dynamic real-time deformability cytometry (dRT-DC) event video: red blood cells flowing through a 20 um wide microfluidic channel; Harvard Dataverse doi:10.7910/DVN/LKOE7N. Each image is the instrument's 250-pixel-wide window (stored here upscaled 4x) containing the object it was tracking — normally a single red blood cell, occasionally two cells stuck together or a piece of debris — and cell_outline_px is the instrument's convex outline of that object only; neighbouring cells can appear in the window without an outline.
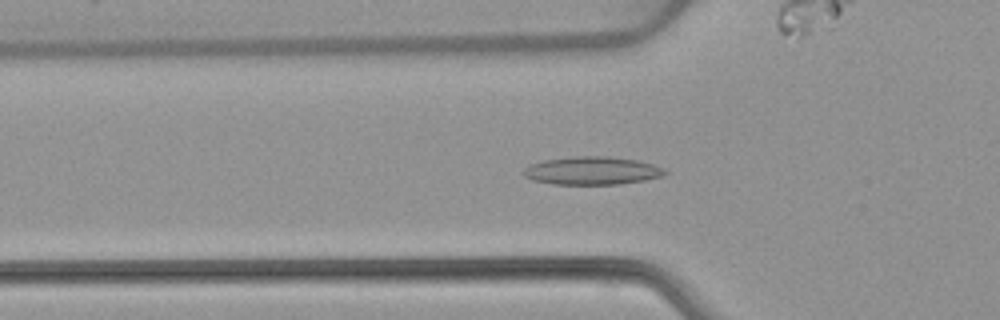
{"species": "common noctule bat (a hibernating species)", "species_latin": "Nyctalus noctula", "temperature_condition": "warm", "stored_images_in_passage": 44, "camera_frame_rate_fps": 3000, "um_per_image_px": 0.085, "animal": {"sex": "female", "body_mass_g": 22.7, "forearm_length_mm": 54.2}, "frame": {"image": 1, "passage_image": 9, "time_ms": 2.667, "image_size_px": [1000, 320], "cell_outline_px": [[668, 172], [660, 176], [644, 180], [620, 184], [552, 184], [532, 180], [524, 176], [520, 172], [524, 168], [532, 164], [544, 160], [572, 156], [608, 156], [636, 160], [652, 164], [664, 168]], "centroid_in_image_um": [50.28, 14.5], "position_along_channel_um": 75.5, "area_um2": 23.12}}
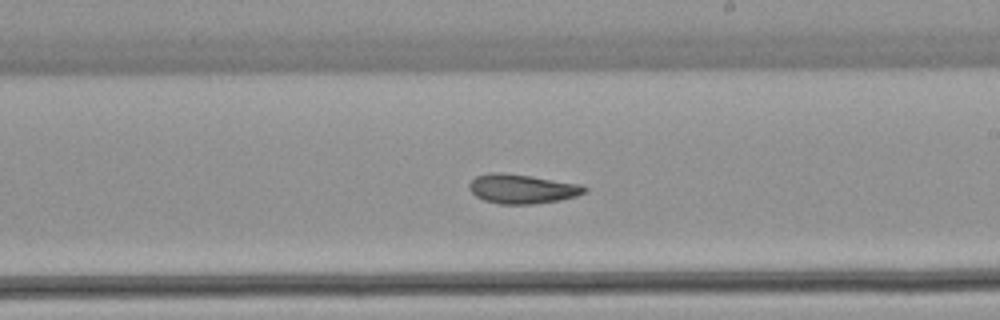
{"frame": {"image": 2, "passage_image": 22, "time_ms": 7.0, "image_size_px": [1000, 320], "cell_outline_px": [[588, 188], [584, 192], [576, 196], [560, 200], [532, 204], [500, 204], [484, 200], [476, 196], [468, 188], [468, 184], [476, 176], [488, 172], [504, 172], [532, 176], [580, 184]], "centroid_in_image_um": [44.35, 16.04], "position_along_channel_um": 244.7, "area_um2": 19.77}}
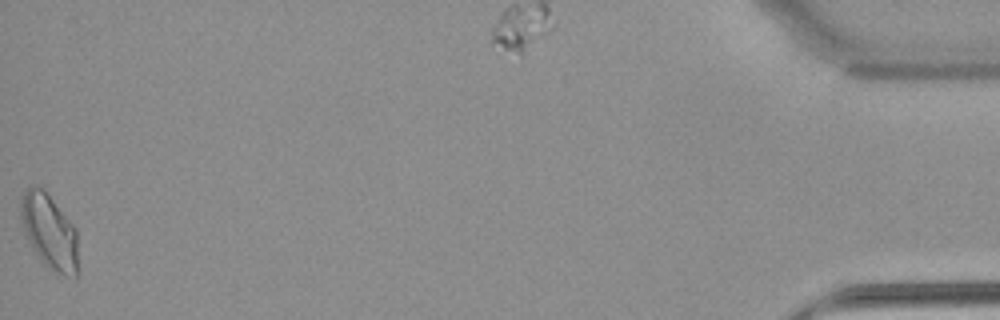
{"frame": {"image": 3, "passage_image": 44, "time_ms": 14.333, "image_size_px": [1000, 320], "cell_outline_px": [[76, 276], [64, 276], [52, 272], [40, 260], [32, 248], [20, 224], [20, 196], [28, 184], [44, 188], [48, 192], [76, 228]], "centroid_in_image_um": [4.13, 19.62], "position_along_channel_um": 431.1, "area_um2": 25.43}, "authors_computed_cell_mechanics": {"area_um2": 20.2589, "velocity_mm_per_s": 3.8984, "shape_relaxation_time_tau1_ms": null, "shape_relaxation_time_tau2_ms": 2.9577, "deformation_change_tau1": null, "deformation_change_tau2": 0.0875}}